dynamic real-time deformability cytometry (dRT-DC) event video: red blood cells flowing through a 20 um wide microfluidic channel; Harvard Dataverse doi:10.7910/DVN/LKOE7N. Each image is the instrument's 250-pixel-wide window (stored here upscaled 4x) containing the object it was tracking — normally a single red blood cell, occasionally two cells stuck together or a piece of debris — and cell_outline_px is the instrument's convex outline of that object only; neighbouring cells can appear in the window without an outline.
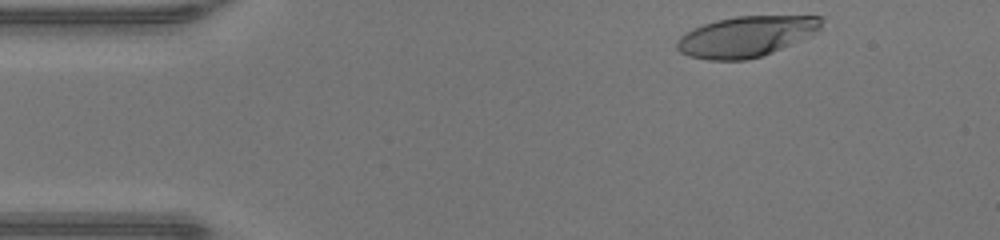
{"species": "human", "species_latin": "Homo sapiens", "temperature_condition": "warm", "stored_images_in_passage": 36, "camera_frame_rate_fps": 3000, "um_per_image_px": 0.085, "donor": {"sex": "male"}, "frame": {"image": 1, "passage_image": 1, "time_ms": 0.0, "image_size_px": [1000, 240], "cell_outline_px": [[824, 20], [820, 28], [812, 36], [772, 52], [748, 60], [708, 60], [688, 56], [680, 52], [676, 48], [676, 40], [680, 36], [704, 24], [716, 20], [736, 16], [824, 16]], "centroid_in_image_um": [63.45, 3.1], "position_along_channel_um": 21.6, "area_um2": 34.28}}
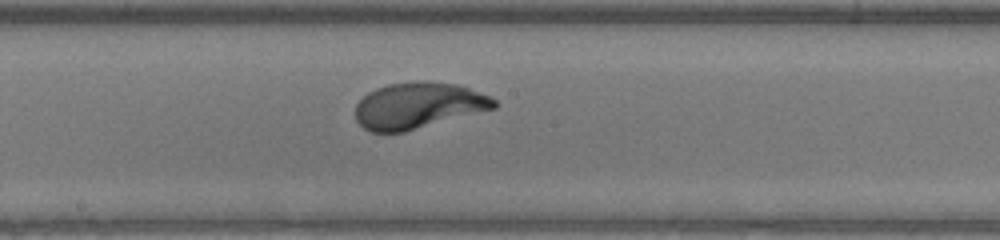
{"frame": {"image": 2, "passage_image": 20, "time_ms": 6.333, "image_size_px": [1000, 240], "cell_outline_px": [[496, 108], [404, 132], [372, 132], [364, 128], [356, 120], [356, 104], [368, 92], [376, 88], [388, 84], [420, 80], [428, 80], [456, 84], [468, 88], [488, 96], [496, 100]], "centroid_in_image_um": [35.53, 8.96], "position_along_channel_um": 212.7, "area_um2": 37.22}}
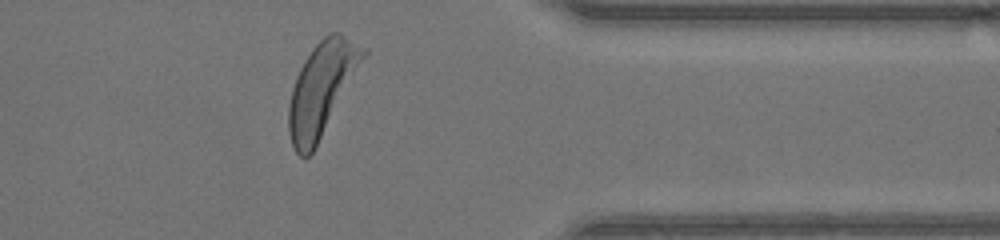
{"frame": {"image": 3, "passage_image": 33, "time_ms": 10.667, "image_size_px": [1000, 240], "cell_outline_px": [[368, 52], [312, 152], [308, 156], [300, 156], [296, 152], [292, 144], [288, 132], [288, 104], [292, 88], [296, 76], [304, 60], [312, 48], [324, 36], [332, 32], [340, 32], [368, 48]], "centroid_in_image_um": [27.33, 7.49], "position_along_channel_um": 384.1, "area_um2": 39.71}, "authors_computed_cell_mechanics": {"area_um2": 37.1654, "velocity_mm_per_s": 4.3352, "shape_relaxation_time_tau1_ms": 2.2738, "shape_relaxation_time_tau2_ms": null, "deformation_change_tau1": 0.2087, "deformation_change_tau2": null}}